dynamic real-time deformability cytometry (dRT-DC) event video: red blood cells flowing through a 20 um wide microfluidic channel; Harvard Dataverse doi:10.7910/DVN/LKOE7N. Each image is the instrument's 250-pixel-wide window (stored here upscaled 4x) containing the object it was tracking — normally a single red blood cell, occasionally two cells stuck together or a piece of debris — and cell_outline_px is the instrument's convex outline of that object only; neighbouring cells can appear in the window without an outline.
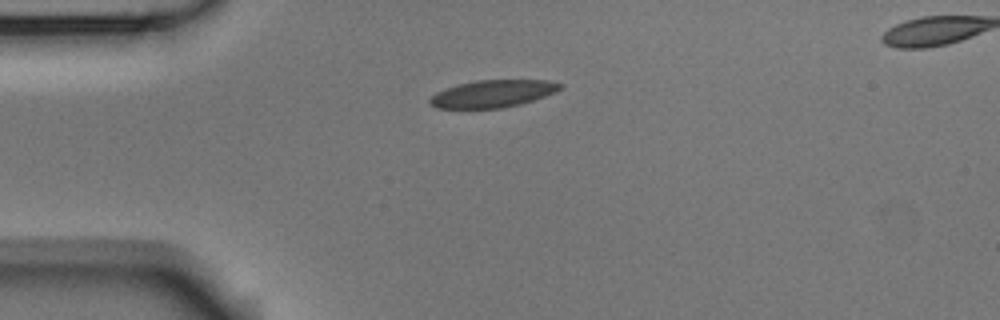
{"species": "Egyptian fruit bat (a non-hibernating species)", "species_latin": "Rousettus aegyptiacus", "temperature_condition": "room temperature", "stored_images_in_passage": 2, "segment_of_instrument_passage": [1, 2], "camera_frame_rate_fps": 3000, "um_per_image_px": 0.085, "animal": {"sex": "male"}, "frame": {"image": 1, "passage_image": 1, "time_ms": 0.0, "image_size_px": [1000, 320], "cell_outline_px": [[564, 84], [556, 92], [520, 104], [500, 108], [436, 108], [428, 104], [428, 100], [436, 92], [444, 88], [476, 80], [548, 80]], "centroid_in_image_um": [41.85, 7.96], "position_along_channel_um": 43.1, "area_um2": 20.69}}